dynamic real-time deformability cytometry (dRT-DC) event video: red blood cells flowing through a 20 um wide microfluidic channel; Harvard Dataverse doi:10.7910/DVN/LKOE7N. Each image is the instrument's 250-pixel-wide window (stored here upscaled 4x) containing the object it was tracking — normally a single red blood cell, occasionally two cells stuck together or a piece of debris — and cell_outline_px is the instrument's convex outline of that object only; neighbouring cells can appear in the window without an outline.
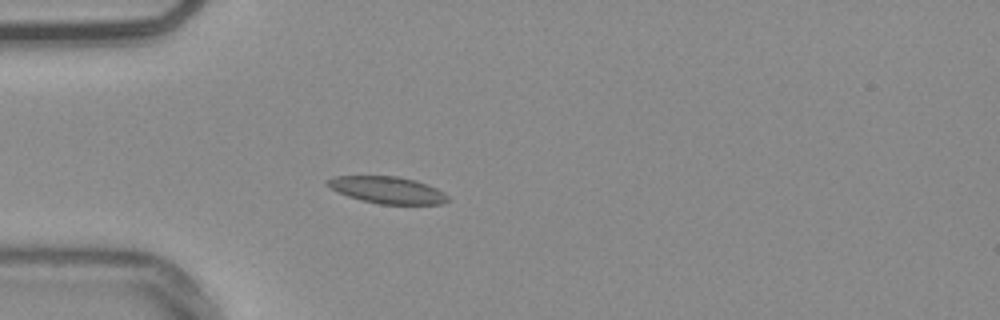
{"species": "common noctule bat (a hibernating species)", "species_latin": "Nyctalus noctula", "temperature_condition": "warm", "stored_images_in_passage": 37, "camera_frame_rate_fps": 3000, "um_per_image_px": 0.085, "animal": {"sex": "male", "body_mass_g": 20.4}, "frame": {"image": 1, "passage_image": 6, "time_ms": 1.667, "image_size_px": [1000, 320], "cell_outline_px": [[448, 200], [440, 204], [380, 204], [348, 196], [324, 184], [324, 180], [336, 176], [396, 176], [416, 180], [428, 184], [444, 192], [448, 196]], "centroid_in_image_um": [32.93, 16.14], "position_along_channel_um": 52.1, "area_um2": 18.73}, "authors_computed_cell_mechanics": {"area_um2": 18.3804, "velocity_mm_per_s": 3.7768, "shape_relaxation_time_tau1_ms": null, "shape_relaxation_time_tau2_ms": 2.2501, "deformation_change_tau1": null, "deformation_change_tau2": 0.0909}}